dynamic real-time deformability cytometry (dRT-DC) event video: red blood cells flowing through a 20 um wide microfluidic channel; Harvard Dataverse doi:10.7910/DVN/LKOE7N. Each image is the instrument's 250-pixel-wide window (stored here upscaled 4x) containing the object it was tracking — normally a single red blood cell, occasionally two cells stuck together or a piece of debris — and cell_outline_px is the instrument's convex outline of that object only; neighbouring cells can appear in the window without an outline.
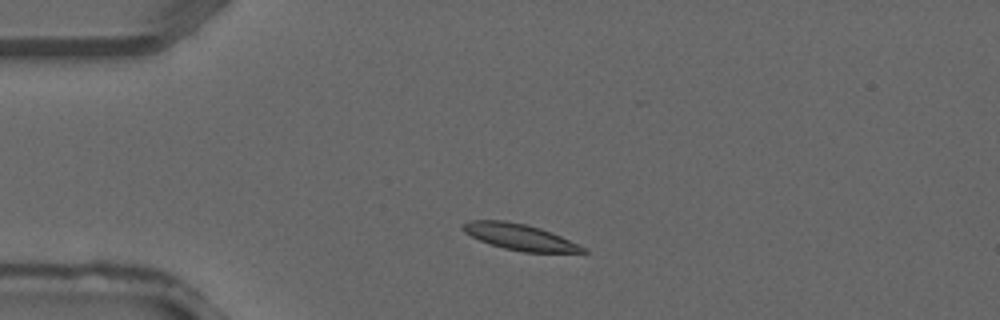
{"species": "common noctule bat (a hibernating species)", "species_latin": "Nyctalus noctula", "temperature_condition": "warm", "stored_images_in_passage": 2, "camera_frame_rate_fps": 3000, "um_per_image_px": 0.085, "animal": {"sex": "male", "forearm_length_mm": 52.5}, "frame": {"image": 1, "passage_image": 2, "time_ms": 0.333, "image_size_px": [1000, 320], "cell_outline_px": [[588, 252], [524, 252], [504, 248], [480, 240], [464, 232], [460, 228], [464, 224], [472, 220], [504, 220], [524, 224], [540, 228], [552, 232], [588, 248]], "centroid_in_image_um": [44.21, 20.14], "position_along_channel_um": 40.8, "area_um2": 18.09}}